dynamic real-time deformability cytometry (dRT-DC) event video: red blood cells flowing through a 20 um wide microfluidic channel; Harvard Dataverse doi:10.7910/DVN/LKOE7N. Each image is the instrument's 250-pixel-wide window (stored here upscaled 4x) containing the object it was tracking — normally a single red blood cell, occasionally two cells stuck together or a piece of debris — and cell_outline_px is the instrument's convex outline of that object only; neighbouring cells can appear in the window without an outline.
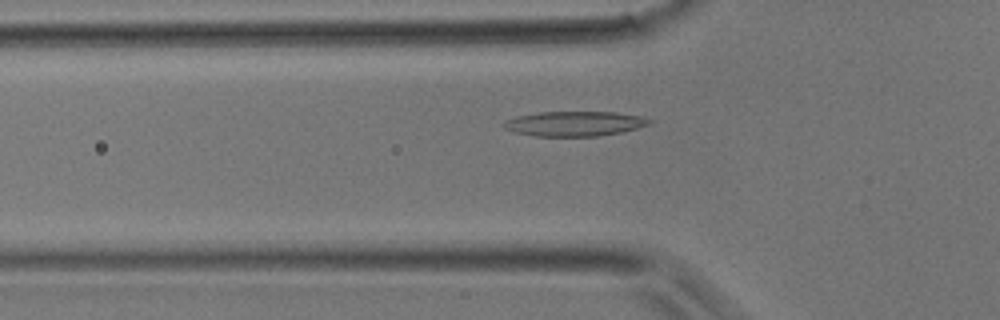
{"species": "common noctule bat (a hibernating species)", "species_latin": "Nyctalus noctula", "temperature_condition": "room temperature", "stored_images_in_passage": 29, "camera_frame_rate_fps": 3000, "um_per_image_px": 0.085, "animal": {"sex": "male", "body_mass_g": 17.9}, "frame": {"image": 1, "passage_image": 6, "time_ms": 1.667, "image_size_px": [1000, 320], "cell_outline_px": [[652, 124], [620, 132], [596, 136], [532, 136], [512, 132], [504, 128], [500, 124], [504, 120], [516, 116], [540, 112], [616, 112], [640, 116], [652, 120]], "centroid_in_image_um": [48.76, 10.51], "position_along_channel_um": 77.0, "area_um2": 21.21}}
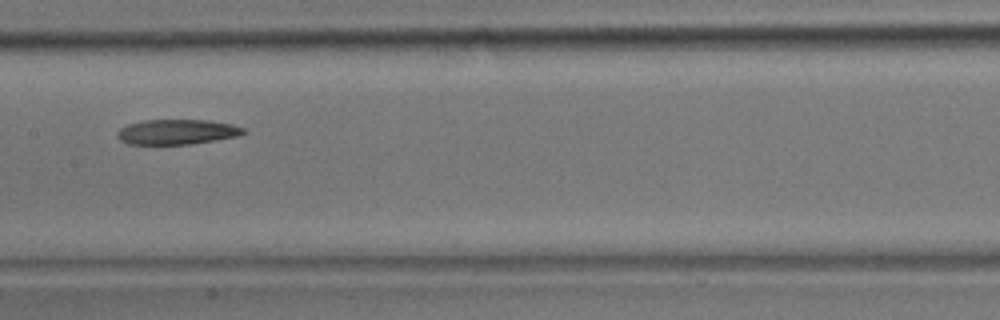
{"frame": {"image": 2, "passage_image": 13, "time_ms": 4.0, "image_size_px": [1000, 320], "cell_outline_px": [[248, 132], [240, 136], [192, 144], [128, 144], [120, 140], [116, 136], [116, 132], [120, 128], [128, 124], [144, 120], [208, 120], [232, 124], [244, 128]], "centroid_in_image_um": [15.06, 11.21], "position_along_channel_um": 192.3, "area_um2": 18.61}}
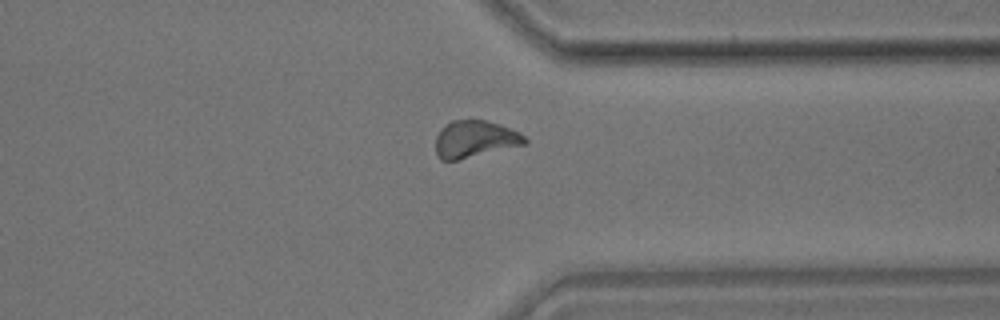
{"frame": {"image": 3, "passage_image": 24, "time_ms": 7.667, "image_size_px": [1000, 320], "cell_outline_px": [[528, 144], [456, 160], [440, 160], [436, 156], [436, 136], [452, 120], [484, 120], [500, 124], [520, 132], [528, 140]], "centroid_in_image_um": [40.4, 11.83], "position_along_channel_um": 371.0, "area_um2": 19.13}}